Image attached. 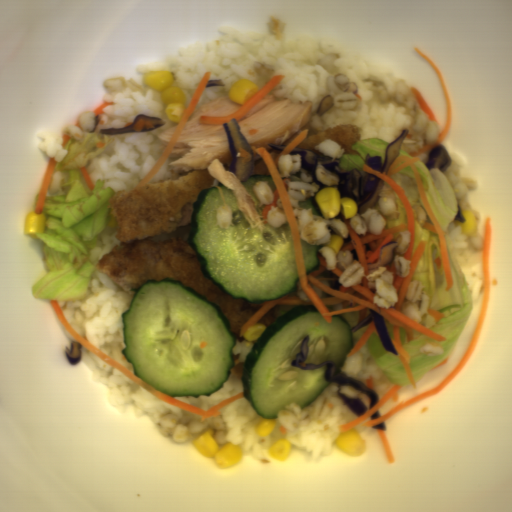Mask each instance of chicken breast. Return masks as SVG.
<instances>
[{
  "instance_id": "5",
  "label": "chicken breast",
  "mask_w": 512,
  "mask_h": 512,
  "mask_svg": "<svg viewBox=\"0 0 512 512\" xmlns=\"http://www.w3.org/2000/svg\"><path fill=\"white\" fill-rule=\"evenodd\" d=\"M266 149V148H265ZM268 153H274V149H266Z\"/></svg>"
},
{
  "instance_id": "4",
  "label": "chicken breast",
  "mask_w": 512,
  "mask_h": 512,
  "mask_svg": "<svg viewBox=\"0 0 512 512\" xmlns=\"http://www.w3.org/2000/svg\"><path fill=\"white\" fill-rule=\"evenodd\" d=\"M179 125V124H178ZM178 125H173L172 127H170L169 129L163 131L162 133H160L157 137L158 139L161 140V145H160V148H161V151L162 153L165 152L166 148L168 147Z\"/></svg>"
},
{
  "instance_id": "2",
  "label": "chicken breast",
  "mask_w": 512,
  "mask_h": 512,
  "mask_svg": "<svg viewBox=\"0 0 512 512\" xmlns=\"http://www.w3.org/2000/svg\"><path fill=\"white\" fill-rule=\"evenodd\" d=\"M312 101L265 95L238 121L241 134L250 147L274 149L269 144L289 142L310 122Z\"/></svg>"
},
{
  "instance_id": "3",
  "label": "chicken breast",
  "mask_w": 512,
  "mask_h": 512,
  "mask_svg": "<svg viewBox=\"0 0 512 512\" xmlns=\"http://www.w3.org/2000/svg\"><path fill=\"white\" fill-rule=\"evenodd\" d=\"M210 76H211L210 71H206L204 73V75L202 76L198 86L196 87V89L189 101V104H188L186 110H184V112L182 114L181 121L178 124L169 144L167 145L166 149L164 150V152L162 153V155L160 156V158L158 159V161L156 162V164L154 165V167L152 168L150 173L137 186L146 185L149 182H151L153 180V178L157 175V173L160 171L162 166L165 164V162L170 158L169 156H170L172 150L174 149L187 120L194 112V110H195L207 84H208Z\"/></svg>"
},
{
  "instance_id": "1",
  "label": "chicken breast",
  "mask_w": 512,
  "mask_h": 512,
  "mask_svg": "<svg viewBox=\"0 0 512 512\" xmlns=\"http://www.w3.org/2000/svg\"><path fill=\"white\" fill-rule=\"evenodd\" d=\"M243 104L230 100L229 95L211 100L196 108L185 122L173 147L168 168L172 173L189 170L206 171L210 177L232 191L238 209L244 214L251 228H264V222L238 177L230 172L233 156L229 136L222 125H198L200 116L227 117Z\"/></svg>"
}]
</instances>
